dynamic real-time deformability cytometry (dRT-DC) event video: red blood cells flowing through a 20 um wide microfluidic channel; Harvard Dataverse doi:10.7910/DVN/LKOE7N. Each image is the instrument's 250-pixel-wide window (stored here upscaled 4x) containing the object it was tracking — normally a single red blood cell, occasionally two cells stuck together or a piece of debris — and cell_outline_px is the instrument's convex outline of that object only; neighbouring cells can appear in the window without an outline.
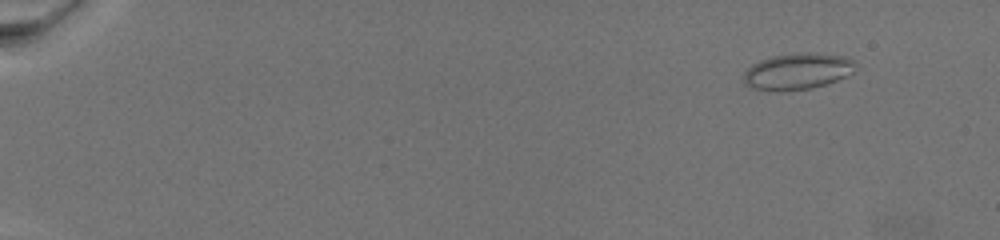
{"species": "common noctule bat (a hibernating species)", "species_latin": "Nyctalus noctula", "temperature_condition": "warm", "stored_images_in_passage": 79, "camera_frame_rate_fps": 3000, "um_per_image_px": 0.085, "animal": {"sex": "female", "body_mass_g": 19.5, "forearm_length_mm": 54.1}, "frame": {"image": 1, "passage_image": 1, "time_ms": 0.0, "image_size_px": [1000, 240], "cell_outline_px": [[856, 60], [852, 72], [848, 76], [812, 88], [776, 92], [752, 88], [744, 84], [744, 72], [752, 64], [760, 60], [772, 56], [792, 52], [812, 52], [844, 56]], "centroid_in_image_um": [67.77, 6.05], "position_along_channel_um": 17.2, "area_um2": 23.99}}
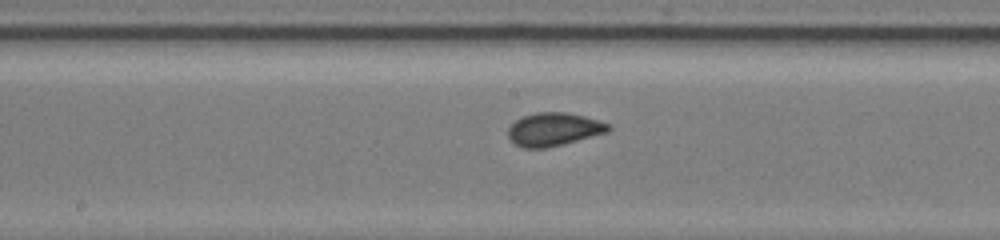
{"frame": {"image": 2, "passage_image": 37, "time_ms": 11.667, "image_size_px": [1000, 240], "cell_outline_px": [[612, 128], [608, 132], [564, 144], [548, 148], [524, 148], [516, 144], [508, 136], [508, 128], [516, 120], [524, 116], [536, 112], [568, 112], [584, 116], [612, 124]], "centroid_in_image_um": [47.11, 10.99], "position_along_channel_um": 201.1, "area_um2": 19.48}}
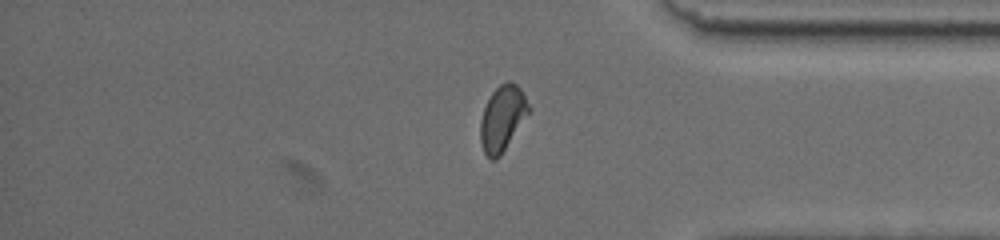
{"frame": {"image": 3, "passage_image": 65, "time_ms": 18.333, "image_size_px": [1000, 240], "cell_outline_px": [[532, 112], [500, 156], [496, 160], [492, 160], [484, 152], [480, 144], [480, 120], [484, 108], [492, 92], [500, 84], [508, 80], [512, 80], [520, 88], [532, 108]], "centroid_in_image_um": [42.74, 10.05], "position_along_channel_um": 392.5, "area_um2": 18.9}}